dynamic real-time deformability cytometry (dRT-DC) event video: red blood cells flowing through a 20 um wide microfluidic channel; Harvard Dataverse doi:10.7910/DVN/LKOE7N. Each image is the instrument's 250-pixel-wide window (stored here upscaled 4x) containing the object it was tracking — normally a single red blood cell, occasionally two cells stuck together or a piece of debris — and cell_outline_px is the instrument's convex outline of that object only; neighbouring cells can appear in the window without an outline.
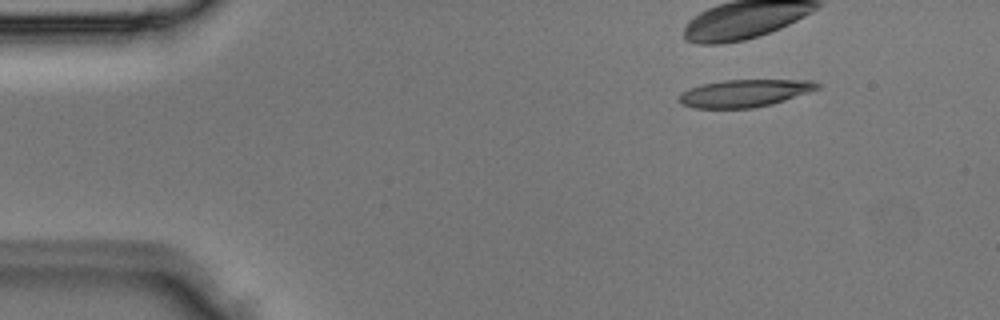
{"species": "Egyptian fruit bat (a non-hibernating species)", "species_latin": "Rousettus aegyptiacus", "temperature_condition": "room temperature", "stored_images_in_passage": 4, "segment_of_instrument_passage": [1, 2], "camera_frame_rate_fps": 3000, "um_per_image_px": 0.085, "animal": {"sex": "male"}, "frame": {"image": 1, "passage_image": 2, "time_ms": 0.333, "image_size_px": [1000, 320], "cell_outline_px": [[820, 88], [772, 104], [752, 108], [696, 108], [680, 104], [680, 92], [688, 88], [700, 84], [724, 80], [812, 80], [820, 84]], "centroid_in_image_um": [63.26, 7.91], "position_along_channel_um": 21.7, "area_um2": 22.08}}